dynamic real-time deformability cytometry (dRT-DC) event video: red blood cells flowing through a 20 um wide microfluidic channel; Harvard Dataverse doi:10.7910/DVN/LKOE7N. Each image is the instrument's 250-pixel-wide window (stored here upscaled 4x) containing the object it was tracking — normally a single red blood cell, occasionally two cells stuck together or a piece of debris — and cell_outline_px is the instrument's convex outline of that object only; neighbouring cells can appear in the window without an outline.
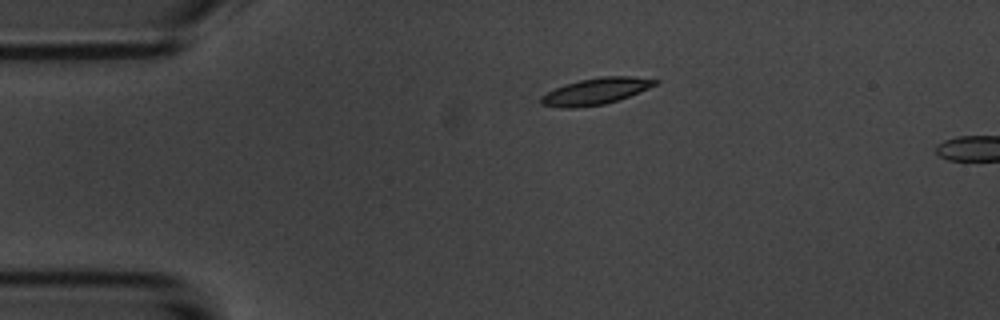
{"species": "common noctule bat (a hibernating species)", "species_latin": "Nyctalus noctula", "temperature_condition": "room temperature", "stored_images_in_passage": 4, "camera_frame_rate_fps": 3000, "um_per_image_px": 0.085, "animal": {"sex": "male", "body_mass_g": 20.1, "forearm_length_mm": 53.5}, "frame": {"image": 1, "passage_image": 3, "time_ms": 3.333, "image_size_px": [1000, 320], "cell_outline_px": [[660, 84], [620, 100], [604, 104], [576, 108], [560, 108], [540, 104], [540, 96], [564, 84], [580, 80], [600, 76], [632, 76], [660, 80]], "centroid_in_image_um": [50.68, 7.76], "position_along_channel_um": 34.3, "area_um2": 17.92}}